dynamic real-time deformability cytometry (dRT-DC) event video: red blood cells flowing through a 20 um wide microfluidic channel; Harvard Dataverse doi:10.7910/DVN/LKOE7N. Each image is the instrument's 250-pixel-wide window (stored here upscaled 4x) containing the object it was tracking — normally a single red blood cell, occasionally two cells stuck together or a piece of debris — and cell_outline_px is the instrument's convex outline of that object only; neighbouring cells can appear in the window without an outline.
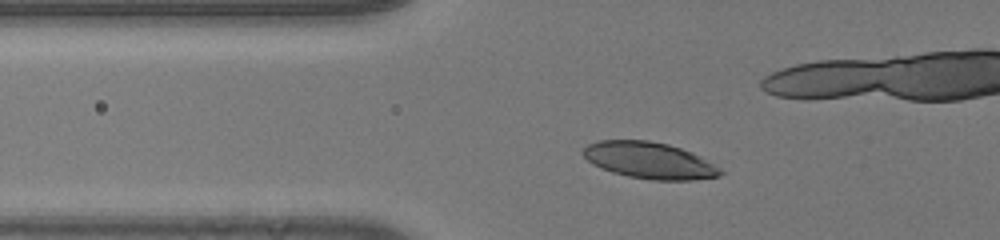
{"species": "human", "species_latin": "Homo sapiens", "temperature_condition": "room temperature", "stored_images_in_passage": 29, "camera_frame_rate_fps": 3000, "um_per_image_px": 0.085, "donor": {"sex": "male"}, "frame": {"image": 1, "passage_image": 2, "time_ms": 0.333, "image_size_px": [1000, 240], "cell_outline_px": [[724, 172], [720, 176], [692, 180], [652, 180], [628, 176], [612, 172], [600, 168], [592, 164], [580, 152], [588, 144], [600, 140], [648, 140], [668, 144], [692, 152], [700, 156], [720, 168]], "centroid_in_image_um": [55.19, 13.63], "position_along_channel_um": 70.6, "area_um2": 29.25}}
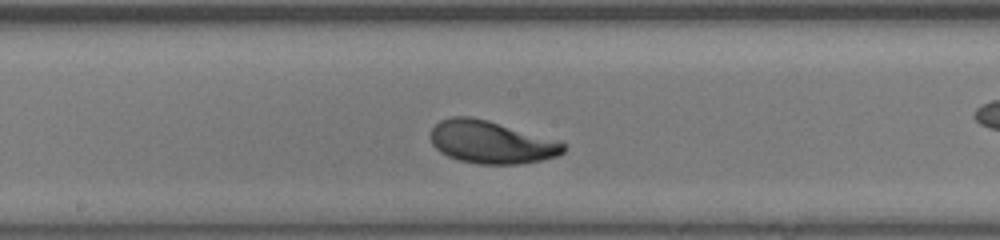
{"frame": {"image": 2, "passage_image": 13, "time_ms": 4.0, "image_size_px": [1000, 240], "cell_outline_px": [[564, 152], [556, 156], [540, 160], [520, 164], [476, 164], [456, 160], [440, 152], [432, 144], [428, 136], [432, 128], [440, 120], [452, 116], [472, 116], [488, 120], [560, 140], [564, 144]], "centroid_in_image_um": [41.72, 12.08], "position_along_channel_um": 206.5, "area_um2": 33.41}}
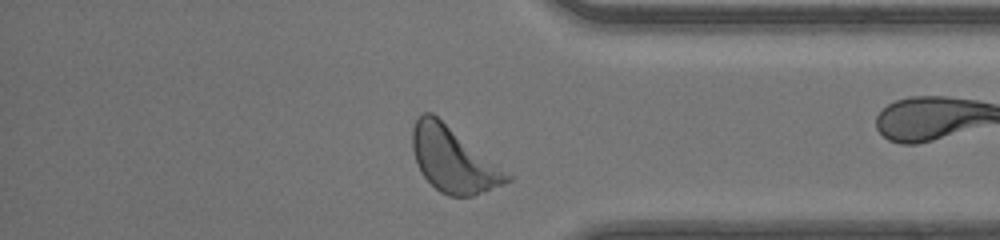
{"frame": {"image": 3, "passage_image": 27, "time_ms": 8.667, "image_size_px": [1000, 240], "cell_outline_px": [[516, 176], [512, 180], [504, 184], [484, 192], [472, 196], [448, 196], [440, 192], [420, 172], [416, 164], [412, 148], [412, 128], [416, 120], [424, 112], [432, 112]], "centroid_in_image_um": [38.58, 13.57], "position_along_channel_um": 396.6, "area_um2": 36.36}}